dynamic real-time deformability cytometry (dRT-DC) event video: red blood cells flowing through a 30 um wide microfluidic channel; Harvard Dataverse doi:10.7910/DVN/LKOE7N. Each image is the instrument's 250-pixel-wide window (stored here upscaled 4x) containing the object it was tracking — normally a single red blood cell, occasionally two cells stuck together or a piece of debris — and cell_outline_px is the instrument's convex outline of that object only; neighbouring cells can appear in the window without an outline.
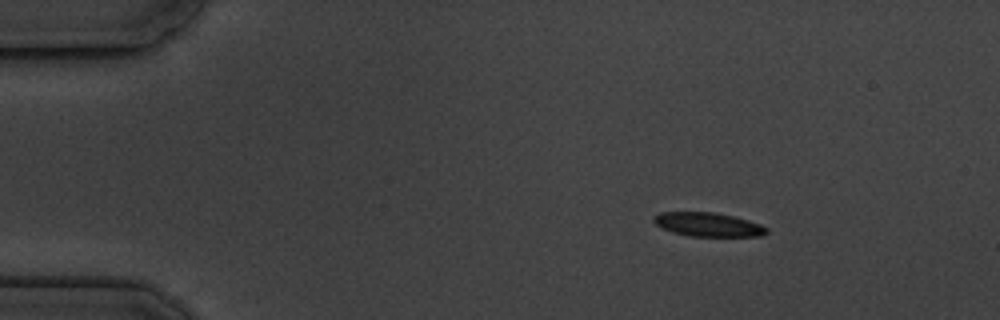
{"species": "common noctule bat (a hibernating species)", "species_latin": "Nyctalus noctula", "temperature_condition": "cold", "stored_images_in_passage": 8, "camera_frame_rate_fps": 3000, "um_per_image_px": 0.085, "animal": {"sex": "male", "body_mass_g": 19.5, "forearm_length_mm": 54.6}, "frame": {"image": 1, "passage_image": 2, "time_ms": 1.0, "image_size_px": [1000, 320], "cell_outline_px": [[768, 232], [764, 236], [688, 236], [672, 232], [656, 224], [652, 220], [652, 216], [660, 212], [712, 212], [732, 216], [748, 220], [760, 224], [768, 228]], "centroid_in_image_um": [60.18, 19.09], "position_along_channel_um": 24.8, "area_um2": 15.72}}
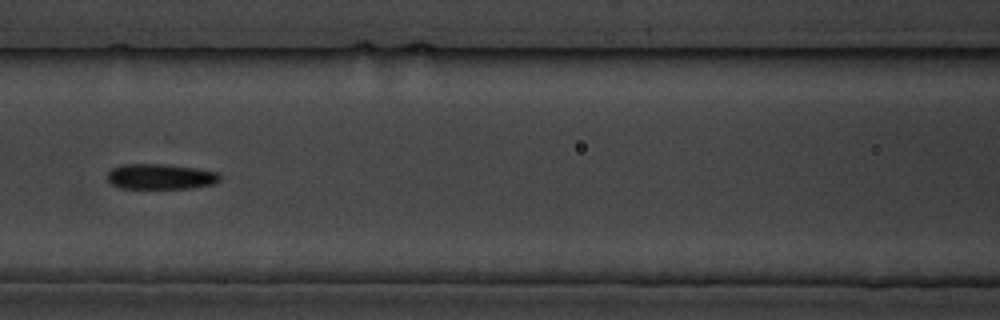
{"frame": {"image": 2, "passage_image": 7, "time_ms": 6.667, "image_size_px": [1000, 320], "cell_outline_px": [[220, 180], [212, 184], [192, 188], [120, 188], [112, 184], [108, 180], [108, 172], [112, 168], [120, 164], [164, 164], [196, 168], [216, 172], [220, 176]], "centroid_in_image_um": [13.62, 15.0], "position_along_channel_um": 153.0, "area_um2": 16.59}}
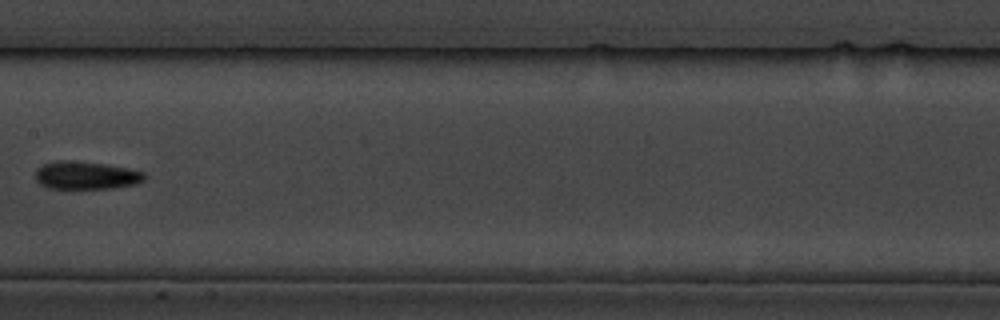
{"frame": {"image": 3, "passage_image": 8, "time_ms": 8.0, "image_size_px": [1000, 320], "cell_outline_px": [[148, 176], [144, 180], [136, 184], [112, 188], [48, 188], [40, 184], [36, 180], [36, 168], [44, 164], [60, 160], [64, 160], [104, 164], [128, 168], [144, 172]], "centroid_in_image_um": [7.33, 14.91], "position_along_channel_um": 200.1, "area_um2": 17.63}}